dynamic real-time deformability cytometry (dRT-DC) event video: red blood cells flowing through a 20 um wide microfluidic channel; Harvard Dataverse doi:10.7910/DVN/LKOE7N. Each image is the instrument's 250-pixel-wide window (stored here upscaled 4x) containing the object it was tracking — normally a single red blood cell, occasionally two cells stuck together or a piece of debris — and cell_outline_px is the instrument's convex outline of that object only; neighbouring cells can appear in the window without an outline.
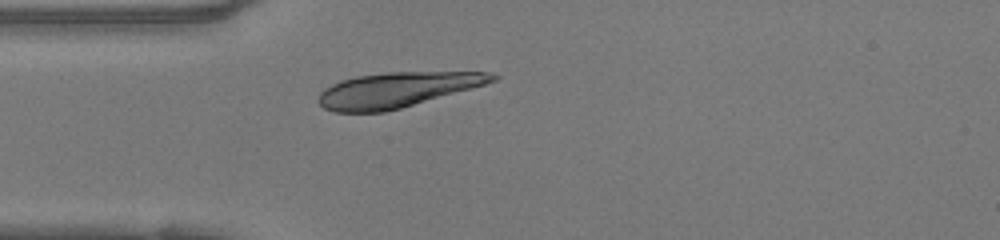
{"species": "human", "species_latin": "Homo sapiens", "temperature_condition": "warm", "stored_images_in_passage": 37, "camera_frame_rate_fps": 3000, "um_per_image_px": 0.085, "donor": {"sex": "female"}, "frame": {"image": 1, "passage_image": 1, "time_ms": 0.0, "image_size_px": [1000, 240], "cell_outline_px": [[500, 76], [496, 80], [484, 84], [400, 108], [384, 112], [336, 112], [324, 108], [316, 100], [320, 92], [324, 88], [340, 80], [356, 76], [388, 72], [492, 72]], "centroid_in_image_um": [33.69, 7.63], "position_along_channel_um": 51.3, "area_um2": 35.14}}
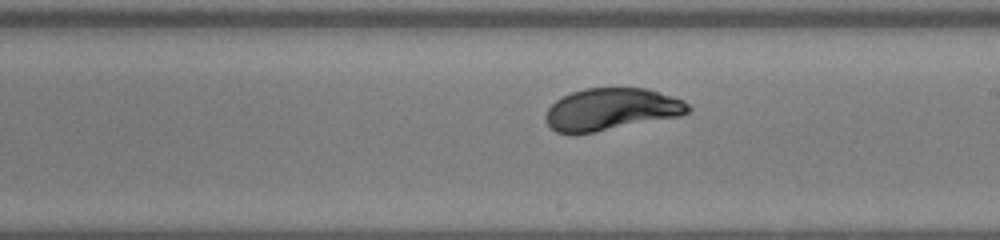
{"frame": {"image": 2, "passage_image": 15, "time_ms": 4.667, "image_size_px": [1000, 240], "cell_outline_px": [[692, 108], [688, 112], [680, 116], [572, 136], [556, 132], [544, 120], [544, 116], [548, 108], [556, 100], [572, 92], [584, 88], [644, 88], [672, 96], [684, 100]], "centroid_in_image_um": [51.92, 9.31], "position_along_channel_um": 237.1, "area_um2": 35.08}}
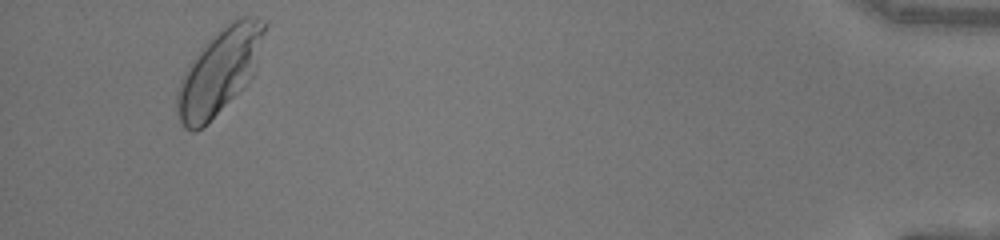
{"frame": {"image": 3, "passage_image": 34, "time_ms": 11.0, "image_size_px": [1000, 240], "cell_outline_px": [[268, 24], [252, 76], [244, 88], [196, 132], [192, 132], [184, 128], [176, 112], [176, 96], [184, 72], [188, 64], [200, 48], [220, 28], [232, 20], [240, 16], [256, 16], [268, 20]], "centroid_in_image_um": [18.66, 6.01], "position_along_channel_um": 416.5, "area_um2": 43.23}, "authors_computed_cell_mechanics": {"area_um2": 35.9516, "velocity_mm_per_s": 4.1139, "shape_relaxation_time_tau1_ms": 2.2607, "shape_relaxation_time_tau2_ms": null, "deformation_change_tau1": 0.1422, "deformation_change_tau2": null}}